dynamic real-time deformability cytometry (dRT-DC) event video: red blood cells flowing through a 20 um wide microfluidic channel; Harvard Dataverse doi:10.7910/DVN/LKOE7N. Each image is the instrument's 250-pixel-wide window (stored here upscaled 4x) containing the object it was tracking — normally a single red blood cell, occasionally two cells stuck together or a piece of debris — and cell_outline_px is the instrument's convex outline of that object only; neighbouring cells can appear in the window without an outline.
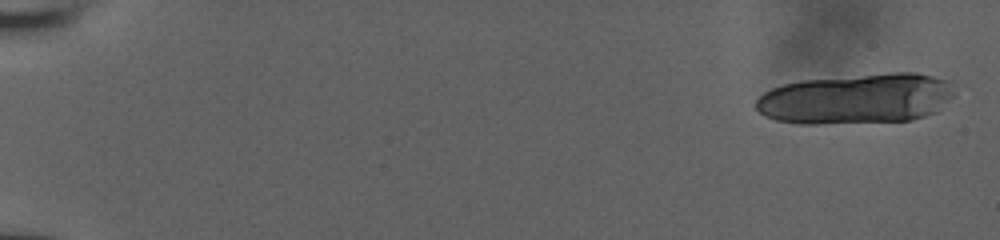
{"species": "human", "species_latin": "Homo sapiens", "temperature_condition": "room temperature", "stored_images_in_passage": 10, "segment_of_instrument_passage": [1, 2], "camera_frame_rate_fps": 3000, "um_per_image_px": 0.085, "donor": {"sex": "male"}, "frame": {"image": 1, "passage_image": 1, "time_ms": 0.0, "image_size_px": [1000, 240], "cell_outline_px": [[952, 96], [936, 112], [912, 120], [816, 124], [800, 124], [776, 120], [764, 116], [756, 108], [756, 100], [764, 92], [772, 88], [784, 84], [800, 80], [896, 72], [916, 72], [948, 80], [952, 92]], "centroid_in_image_um": [72.76, 8.39], "position_along_channel_um": 12.2, "area_um2": 58.09}}